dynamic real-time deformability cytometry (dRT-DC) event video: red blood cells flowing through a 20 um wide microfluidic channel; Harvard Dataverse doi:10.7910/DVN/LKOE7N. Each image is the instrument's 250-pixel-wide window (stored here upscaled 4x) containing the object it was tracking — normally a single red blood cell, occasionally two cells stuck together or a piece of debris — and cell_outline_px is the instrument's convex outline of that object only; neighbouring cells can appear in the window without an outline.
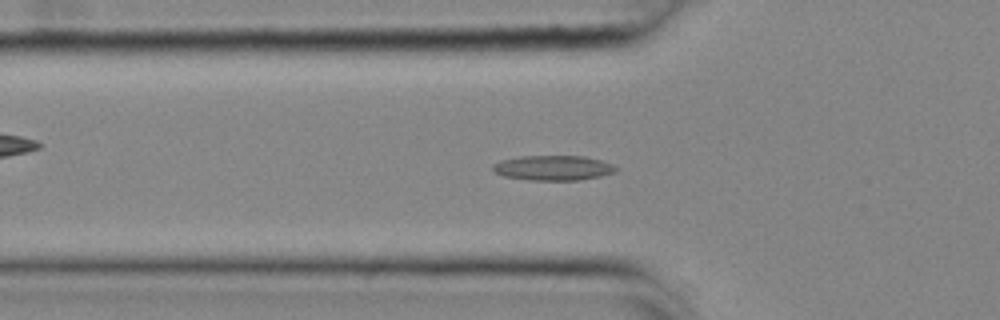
{"species": "common noctule bat (a hibernating species)", "species_latin": "Nyctalus noctula", "temperature_condition": "cold", "stored_images_in_passage": 40, "camera_frame_rate_fps": 3000, "um_per_image_px": 0.085, "animal": {"sex": "female", "body_mass_g": 25.1}, "frame": {"image": 1, "passage_image": 4, "time_ms": 1.0, "image_size_px": [1000, 320], "cell_outline_px": [[620, 168], [616, 172], [600, 176], [580, 180], [528, 180], [504, 176], [496, 172], [492, 168], [492, 164], [500, 160], [520, 156], [584, 156], [600, 160], [612, 164]], "centroid_in_image_um": [47.04, 14.27], "position_along_channel_um": 78.8, "area_um2": 17.98}}
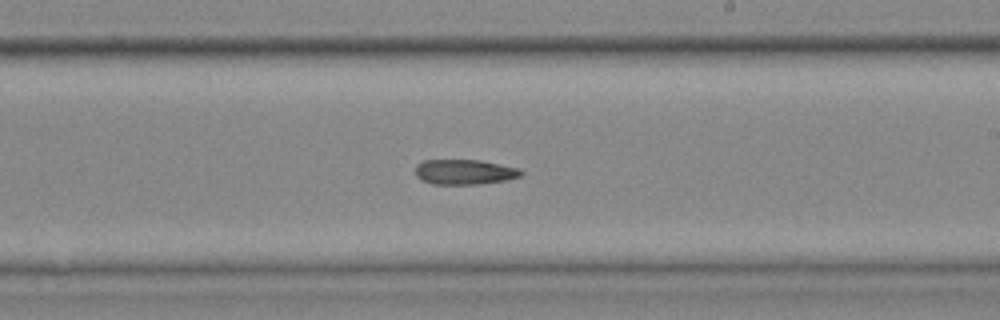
{"frame": {"image": 2, "passage_image": 18, "time_ms": 5.667, "image_size_px": [1000, 320], "cell_outline_px": [[524, 172], [520, 176], [508, 180], [476, 184], [432, 184], [416, 176], [416, 164], [424, 160], [480, 160], [520, 168]], "centroid_in_image_um": [39.51, 14.61], "position_along_channel_um": 249.5, "area_um2": 15.43}}
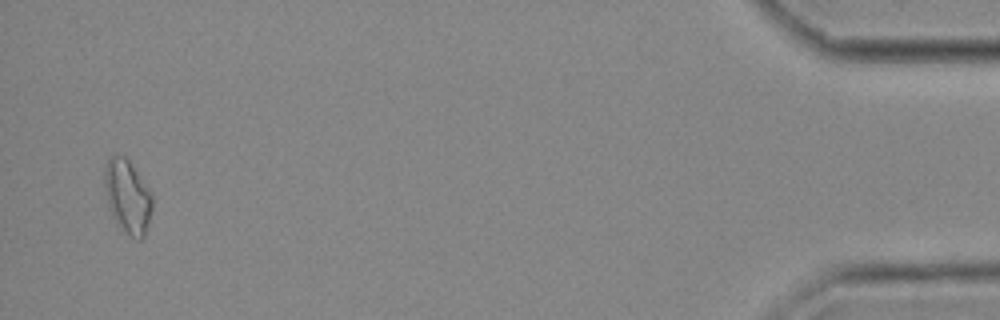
{"frame": {"image": 3, "passage_image": 39, "time_ms": 12.667, "image_size_px": [1000, 320], "cell_outline_px": [[152, 208], [148, 224], [144, 236], [140, 240], [136, 240], [112, 216], [108, 204], [104, 188], [104, 168], [108, 160], [112, 156], [124, 156], [128, 160], [152, 192]], "centroid_in_image_um": [10.85, 16.68], "position_along_channel_um": 424.4, "area_um2": 20.06}}